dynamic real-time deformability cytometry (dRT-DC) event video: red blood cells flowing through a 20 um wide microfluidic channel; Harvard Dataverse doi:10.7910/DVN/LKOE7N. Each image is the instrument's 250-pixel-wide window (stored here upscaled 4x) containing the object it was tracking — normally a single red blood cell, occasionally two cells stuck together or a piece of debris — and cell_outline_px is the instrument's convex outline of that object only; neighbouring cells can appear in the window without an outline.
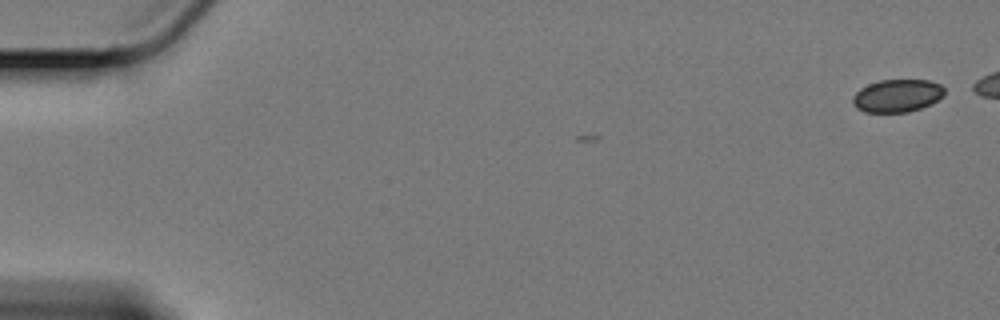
{"species": "Egyptian fruit bat (a non-hibernating species)", "species_latin": "Rousettus aegyptiacus", "temperature_condition": "cold", "stored_images_in_passage": 5, "camera_frame_rate_fps": 3000, "um_per_image_px": 0.085, "animal": {"sex": "female"}, "frame": {"image": 1, "passage_image": 1, "time_ms": 0.0, "image_size_px": [1000, 320], "cell_outline_px": [[944, 96], [932, 104], [908, 112], [864, 112], [856, 108], [852, 104], [852, 96], [860, 88], [868, 84], [880, 80], [928, 80], [940, 84], [944, 88]], "centroid_in_image_um": [76.25, 8.14], "position_along_channel_um": 8.7, "area_um2": 17.69}}